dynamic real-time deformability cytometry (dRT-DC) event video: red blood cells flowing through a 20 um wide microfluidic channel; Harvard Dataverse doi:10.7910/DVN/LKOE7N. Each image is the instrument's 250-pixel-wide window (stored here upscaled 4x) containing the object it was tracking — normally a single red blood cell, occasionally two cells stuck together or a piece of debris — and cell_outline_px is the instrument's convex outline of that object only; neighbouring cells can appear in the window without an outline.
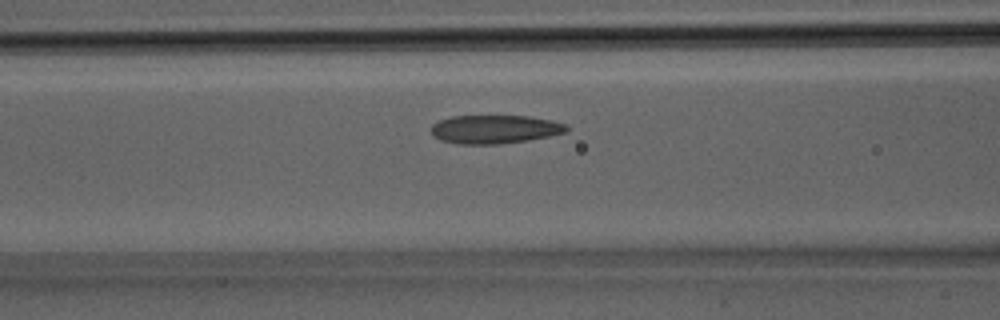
{"species": "Egyptian fruit bat (a non-hibernating species)", "species_latin": "Rousettus aegyptiacus", "temperature_condition": "room temperature", "stored_images_in_passage": 29, "camera_frame_rate_fps": 3000, "um_per_image_px": 0.085, "animal": {"sex": "male"}, "frame": {"image": 1, "passage_image": 10, "time_ms": 3.0, "image_size_px": [1000, 320], "cell_outline_px": [[568, 132], [528, 140], [500, 144], [456, 144], [440, 140], [432, 136], [432, 124], [440, 120], [452, 116], [532, 116], [552, 120], [564, 124], [568, 128]], "centroid_in_image_um": [42.04, 10.99], "position_along_channel_um": 124.6, "area_um2": 22.6}}
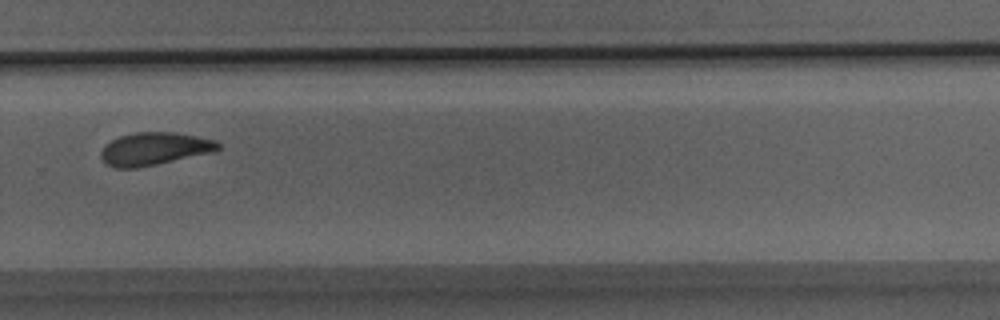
{"frame": {"image": 2, "passage_image": 19, "time_ms": 6.0, "image_size_px": [1000, 320], "cell_outline_px": [[220, 148], [208, 152], [156, 164], [136, 168], [116, 168], [108, 164], [100, 156], [100, 152], [112, 140], [120, 136], [136, 132], [172, 132], [196, 136], [216, 140], [220, 144]], "centroid_in_image_um": [13.09, 12.64], "position_along_channel_um": 316.7, "area_um2": 21.73}}
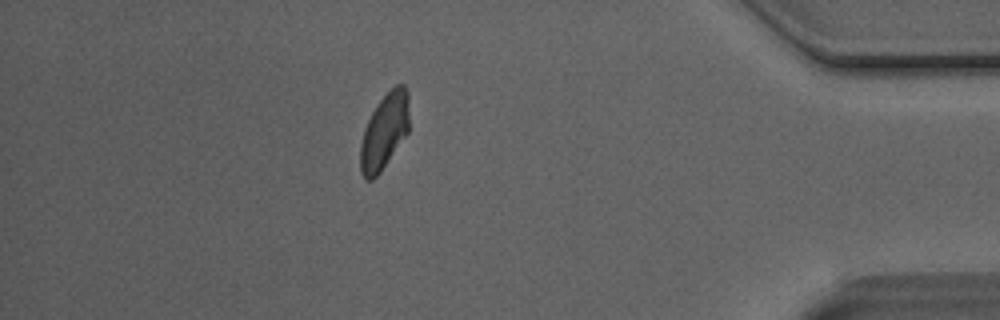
{"frame": {"image": 3, "passage_image": 25, "time_ms": 8.0, "image_size_px": [1000, 320], "cell_outline_px": [[408, 132], [380, 172], [372, 180], [364, 180], [360, 172], [360, 144], [364, 128], [372, 112], [380, 100], [396, 84], [404, 84], [408, 92]], "centroid_in_image_um": [32.65, 11.18], "position_along_channel_um": 402.5, "area_um2": 21.39}}